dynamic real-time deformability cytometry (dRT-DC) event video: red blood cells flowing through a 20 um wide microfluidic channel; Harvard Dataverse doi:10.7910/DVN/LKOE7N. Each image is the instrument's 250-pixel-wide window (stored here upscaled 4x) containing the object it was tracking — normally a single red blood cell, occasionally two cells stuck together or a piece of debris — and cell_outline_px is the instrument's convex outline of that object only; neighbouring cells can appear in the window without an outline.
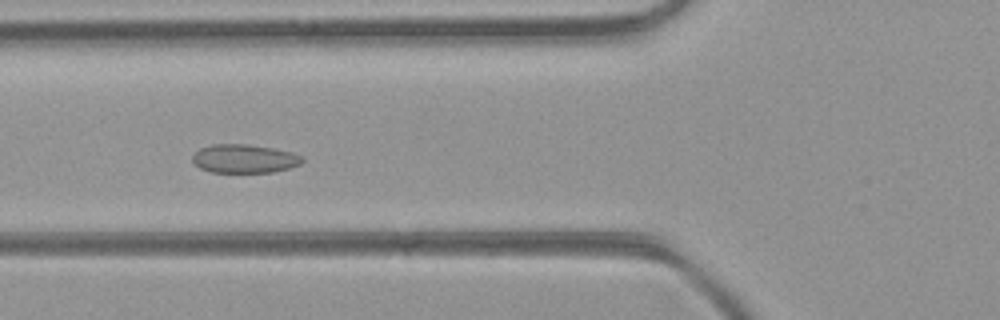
{"species": "common noctule bat (a hibernating species)", "species_latin": "Nyctalus noctula", "temperature_condition": "room temperature", "stored_images_in_passage": 35, "camera_frame_rate_fps": 3000, "um_per_image_px": 0.085, "animal": {"sex": "female", "body_mass_g": 21.9}, "frame": {"image": 1, "passage_image": 5, "time_ms": 1.333, "image_size_px": [1000, 320], "cell_outline_px": [[304, 160], [300, 164], [288, 168], [272, 172], [212, 172], [200, 168], [192, 160], [192, 156], [200, 148], [212, 144], [248, 144], [272, 148], [292, 152], [304, 156]], "centroid_in_image_um": [20.78, 13.48], "position_along_channel_um": 105.0, "area_um2": 18.26}}
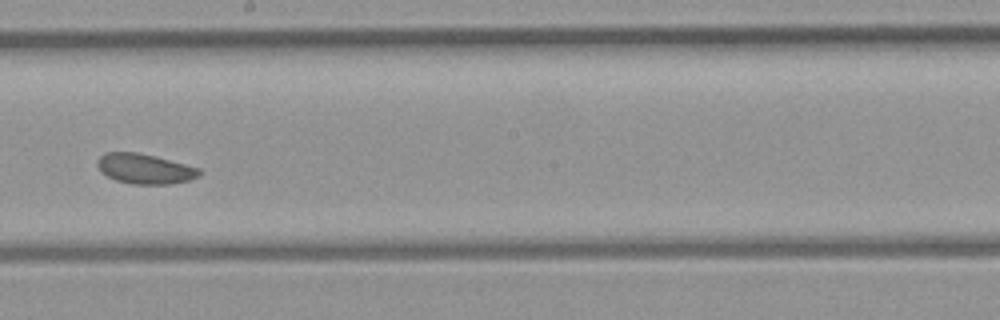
{"frame": {"image": 2, "passage_image": 14, "time_ms": 4.333, "image_size_px": [1000, 320], "cell_outline_px": [[204, 172], [200, 176], [188, 180], [168, 184], [132, 184], [116, 180], [108, 176], [96, 164], [96, 160], [104, 152], [136, 152], [156, 156], [200, 168]], "centroid_in_image_um": [12.34, 14.34], "position_along_channel_um": 235.9, "area_um2": 17.86}}
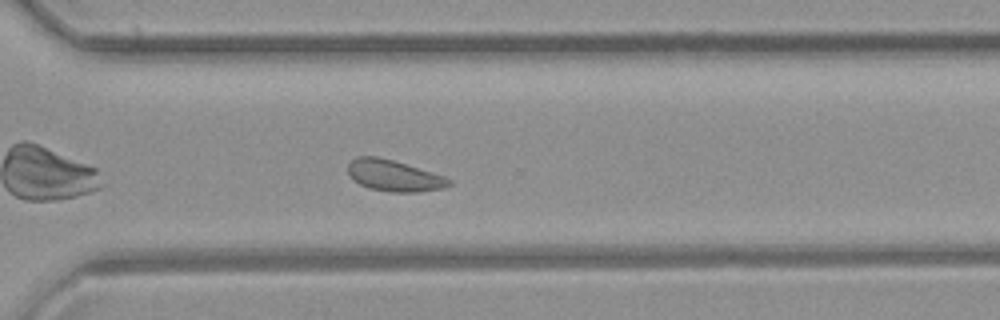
{"frame": {"image": 3, "passage_image": 21, "time_ms": 6.667, "image_size_px": [1000, 320], "cell_outline_px": [[452, 184], [444, 188], [416, 192], [388, 192], [368, 188], [360, 184], [348, 172], [348, 164], [356, 156], [380, 156], [444, 176], [452, 180]], "centroid_in_image_um": [33.5, 14.93], "position_along_channel_um": 337.1, "area_um2": 18.32}, "authors_computed_cell_mechanics": {"area_um2": 18.6694, "velocity_mm_per_s": 4.3529, "shape_relaxation_time_tau1_ms": null, "shape_relaxation_time_tau2_ms": 4.7961, "deformation_change_tau1": null, "deformation_change_tau2": 0.0896}}